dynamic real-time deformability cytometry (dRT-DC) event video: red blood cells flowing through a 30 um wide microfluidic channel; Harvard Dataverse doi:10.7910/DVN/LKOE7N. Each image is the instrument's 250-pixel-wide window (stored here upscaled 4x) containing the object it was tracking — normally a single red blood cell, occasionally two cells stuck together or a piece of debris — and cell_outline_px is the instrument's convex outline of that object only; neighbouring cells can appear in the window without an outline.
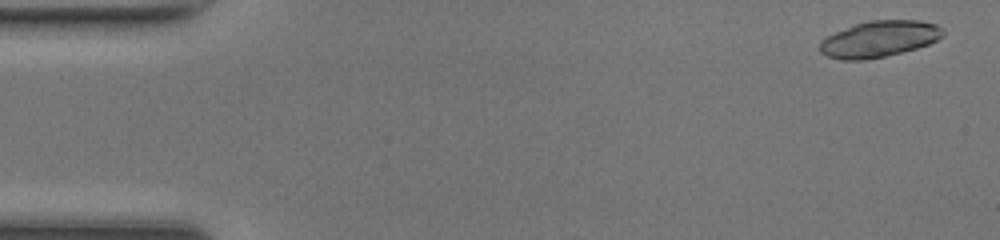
{"species": "common noctule bat (a hibernating species)", "species_latin": "Nyctalus noctula", "temperature_condition": "room temperature", "stored_images_in_passage": 47, "camera_frame_rate_fps": 3000, "um_per_image_px": 0.085, "animal": {"sex": "female", "body_mass_g": 17.0, "forearm_length_mm": 48.0}, "frame": {"image": 1, "passage_image": 2, "time_ms": 0.333, "image_size_px": [1000, 240], "cell_outline_px": [[944, 36], [928, 44], [916, 48], [884, 56], [864, 60], [844, 60], [828, 56], [820, 52], [820, 40], [836, 32], [856, 24], [868, 20], [920, 20], [936, 24], [944, 28]], "centroid_in_image_um": [74.76, 3.3], "position_along_channel_um": 10.2, "area_um2": 25.84}}
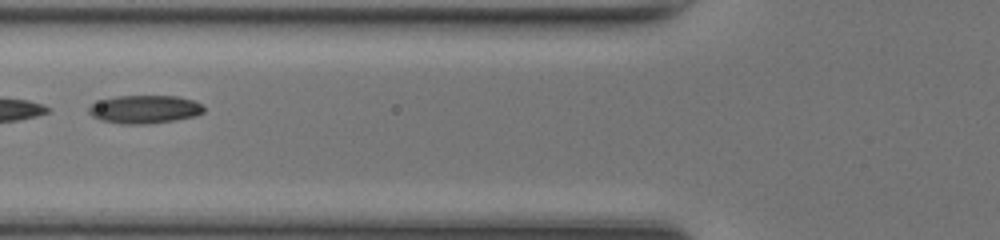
{"frame": {"image": 2, "passage_image": 19, "time_ms": 6.0, "image_size_px": [1000, 240], "cell_outline_px": [[204, 112], [196, 116], [148, 124], [120, 124], [100, 120], [92, 116], [88, 112], [88, 108], [92, 104], [100, 100], [116, 96], [176, 96], [192, 100], [204, 104]], "centroid_in_image_um": [12.29, 9.29], "position_along_channel_um": 113.5, "area_um2": 18.96}}
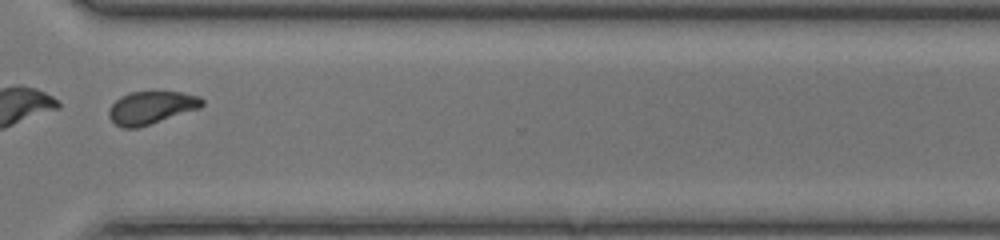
{"frame": {"image": 3, "passage_image": 36, "time_ms": 11.667, "image_size_px": [1000, 240], "cell_outline_px": [[204, 104], [200, 108], [136, 128], [120, 128], [108, 116], [108, 108], [120, 96], [128, 92], [180, 92], [200, 96], [204, 100]], "centroid_in_image_um": [12.84, 9.14], "position_along_channel_um": 357.8, "area_um2": 17.74}, "authors_computed_cell_mechanics": {"area_um2": 25.3742, "velocity_mm_per_s": 4.3113, "shape_relaxation_time_tau1_ms": null, "shape_relaxation_time_tau2_ms": 2.7189, "deformation_change_tau1": null, "deformation_change_tau2": 0.0608}}